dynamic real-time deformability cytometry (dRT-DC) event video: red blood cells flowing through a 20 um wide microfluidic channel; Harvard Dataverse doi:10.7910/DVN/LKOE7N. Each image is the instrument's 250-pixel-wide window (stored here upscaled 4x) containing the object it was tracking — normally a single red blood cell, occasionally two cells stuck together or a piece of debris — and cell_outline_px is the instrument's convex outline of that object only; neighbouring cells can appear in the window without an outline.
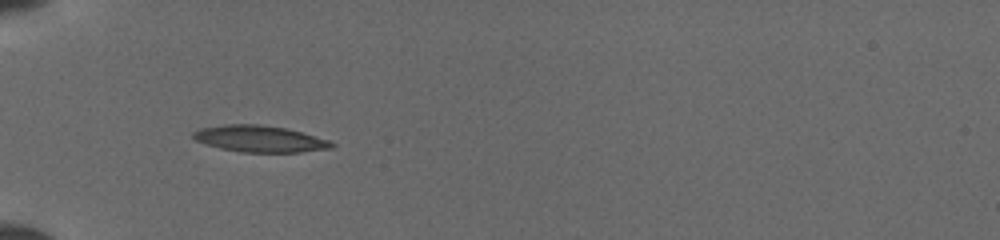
{"species": "common noctule bat (a hibernating species)", "species_latin": "Nyctalus noctula", "temperature_condition": "cold", "stored_images_in_passage": 52, "camera_frame_rate_fps": 3000, "um_per_image_px": 0.085, "animal": {"sex": "female", "body_mass_g": 19.5, "forearm_length_mm": 54.1}, "frame": {"image": 1, "passage_image": 19, "time_ms": 6.0, "image_size_px": [1000, 240], "cell_outline_px": [[336, 144], [332, 148], [300, 152], [240, 152], [220, 148], [196, 140], [192, 136], [192, 132], [200, 128], [224, 124], [256, 124], [284, 128], [300, 132], [328, 140]], "centroid_in_image_um": [22.05, 11.8], "position_along_channel_um": 62.9, "area_um2": 21.15}}
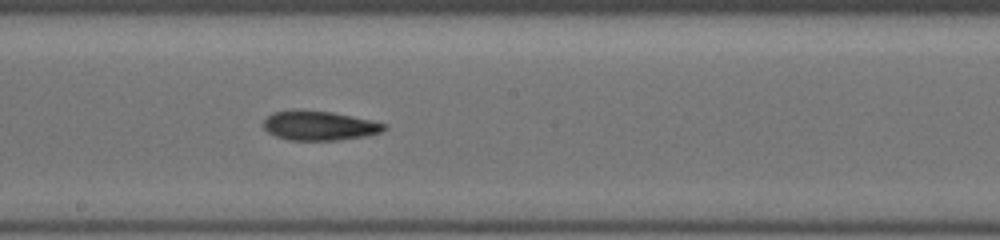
{"frame": {"image": 2, "passage_image": 31, "time_ms": 10.0, "image_size_px": [1000, 240], "cell_outline_px": [[388, 124], [380, 132], [368, 136], [340, 140], [288, 140], [276, 136], [268, 132], [264, 128], [264, 120], [268, 116], [276, 112], [332, 112]], "centroid_in_image_um": [27.18, 10.72], "position_along_channel_um": 221.0, "area_um2": 19.94}}
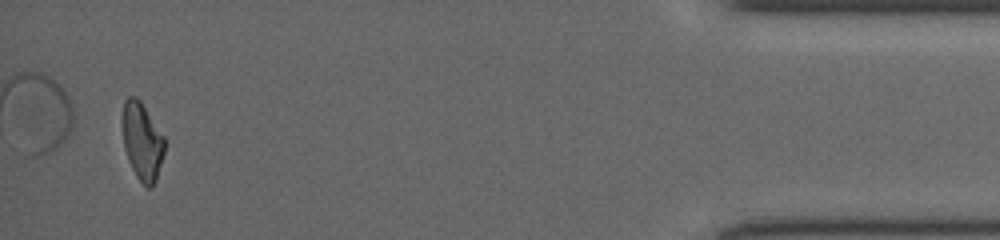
{"frame": {"image": 3, "passage_image": 50, "time_ms": 16.333, "image_size_px": [1000, 240], "cell_outline_px": [[164, 152], [156, 180], [152, 188], [148, 188], [136, 176], [128, 160], [124, 148], [124, 100], [128, 96], [136, 96], [140, 100], [164, 136]], "centroid_in_image_um": [12.1, 12.03], "position_along_channel_um": 423.1, "area_um2": 18.61}}